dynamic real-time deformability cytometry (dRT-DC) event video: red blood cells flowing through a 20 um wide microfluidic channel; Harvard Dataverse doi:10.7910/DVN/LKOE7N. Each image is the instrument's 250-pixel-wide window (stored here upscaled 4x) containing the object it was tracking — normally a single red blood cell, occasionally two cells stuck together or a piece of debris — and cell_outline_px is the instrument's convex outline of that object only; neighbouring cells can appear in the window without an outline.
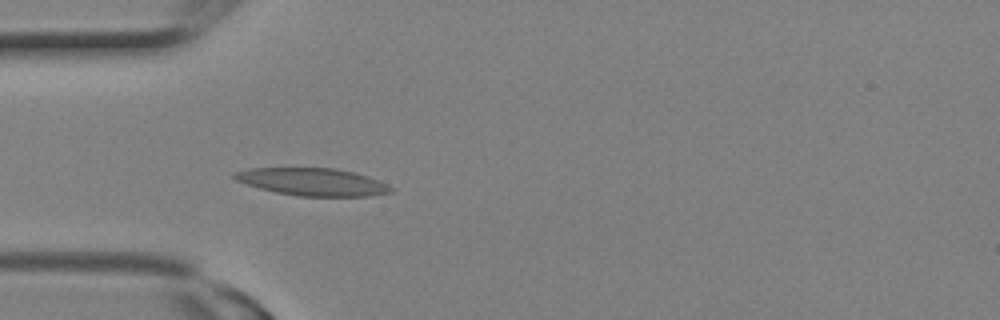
{"species": "Egyptian fruit bat (a non-hibernating species)", "species_latin": "Rousettus aegyptiacus", "temperature_condition": "room temperature", "stored_images_in_passage": 4, "camera_frame_rate_fps": 3000, "um_per_image_px": 0.085, "animal": {"sex": "female"}, "frame": {"image": 1, "passage_image": 4, "time_ms": 1.0, "image_size_px": [1000, 320], "cell_outline_px": [[396, 192], [368, 196], [296, 196], [276, 192], [260, 188], [236, 180], [232, 176], [236, 172], [248, 168], [332, 168], [352, 172], [368, 176], [388, 184], [396, 188]], "centroid_in_image_um": [26.64, 15.47], "position_along_channel_um": 58.4, "area_um2": 25.09}}